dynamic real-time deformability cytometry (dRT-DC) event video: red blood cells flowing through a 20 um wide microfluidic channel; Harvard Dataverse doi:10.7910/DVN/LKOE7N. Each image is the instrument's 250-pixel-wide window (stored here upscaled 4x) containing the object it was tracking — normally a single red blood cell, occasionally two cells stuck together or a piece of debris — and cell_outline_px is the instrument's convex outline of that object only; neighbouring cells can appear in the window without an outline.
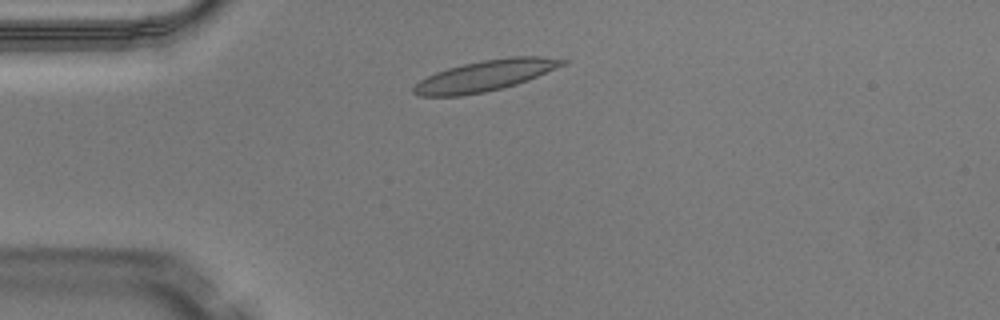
{"species": "Egyptian fruit bat (a non-hibernating species)", "species_latin": "Rousettus aegyptiacus", "temperature_condition": "warm", "stored_images_in_passage": 38, "camera_frame_rate_fps": 3000, "um_per_image_px": 0.085, "animal": {"sex": "male"}, "frame": {"image": 1, "passage_image": 1, "time_ms": 0.0, "image_size_px": [1000, 320], "cell_outline_px": [[568, 64], [528, 80], [516, 84], [484, 92], [460, 96], [420, 96], [412, 92], [412, 88], [420, 80], [436, 72], [448, 68], [464, 64], [484, 60], [508, 56], [540, 56], [568, 60]], "centroid_in_image_um": [41.28, 6.42], "position_along_channel_um": 43.7, "area_um2": 26.7}}
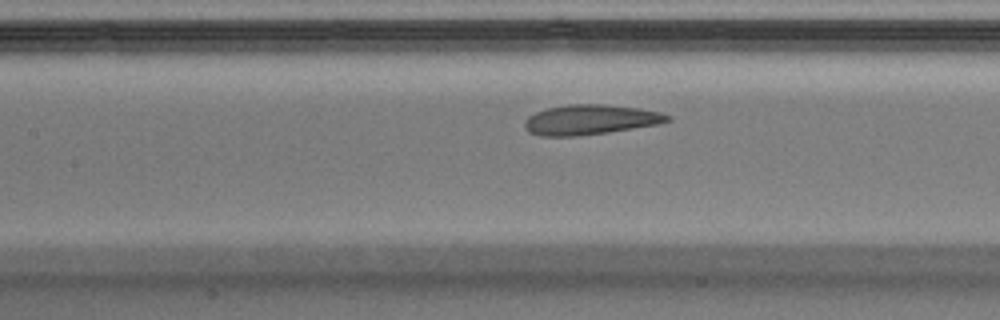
{"frame": {"image": 2, "passage_image": 11, "time_ms": 3.333, "image_size_px": [1000, 320], "cell_outline_px": [[672, 120], [660, 124], [608, 132], [576, 136], [540, 136], [528, 132], [524, 128], [524, 120], [528, 116], [536, 112], [548, 108], [568, 104], [604, 104], [640, 108], [660, 112], [668, 116]], "centroid_in_image_um": [50.15, 10.17], "position_along_channel_um": 157.2, "area_um2": 25.03}}
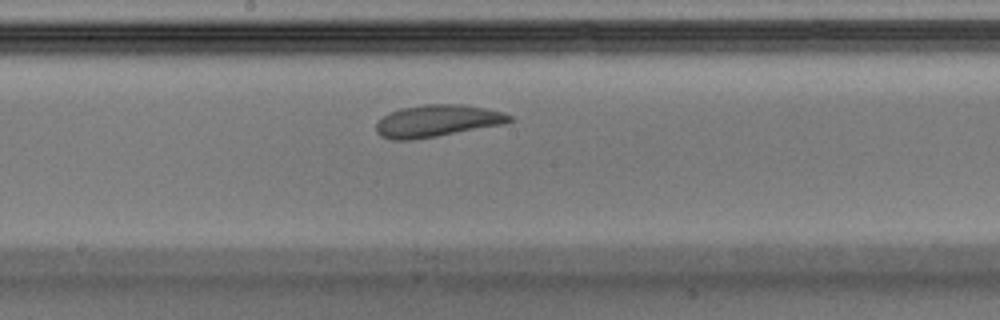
{"frame": {"image": 3, "passage_image": 15, "time_ms": 4.667, "image_size_px": [1000, 320], "cell_outline_px": [[512, 120], [504, 124], [436, 136], [412, 140], [392, 140], [380, 136], [376, 132], [376, 124], [384, 116], [400, 108], [424, 104], [464, 104], [504, 112], [512, 116]], "centroid_in_image_um": [37.16, 10.27], "position_along_channel_um": 211.0, "area_um2": 24.8}, "authors_computed_cell_mechanics": {"area_um2": 25.8944, "velocity_mm_per_s": 4.0468, "shape_relaxation_time_tau1_ms": 4.0838, "shape_relaxation_time_tau2_ms": 2.1558, "deformation_change_tau1": 0.125, "deformation_change_tau2": 0.0663}}